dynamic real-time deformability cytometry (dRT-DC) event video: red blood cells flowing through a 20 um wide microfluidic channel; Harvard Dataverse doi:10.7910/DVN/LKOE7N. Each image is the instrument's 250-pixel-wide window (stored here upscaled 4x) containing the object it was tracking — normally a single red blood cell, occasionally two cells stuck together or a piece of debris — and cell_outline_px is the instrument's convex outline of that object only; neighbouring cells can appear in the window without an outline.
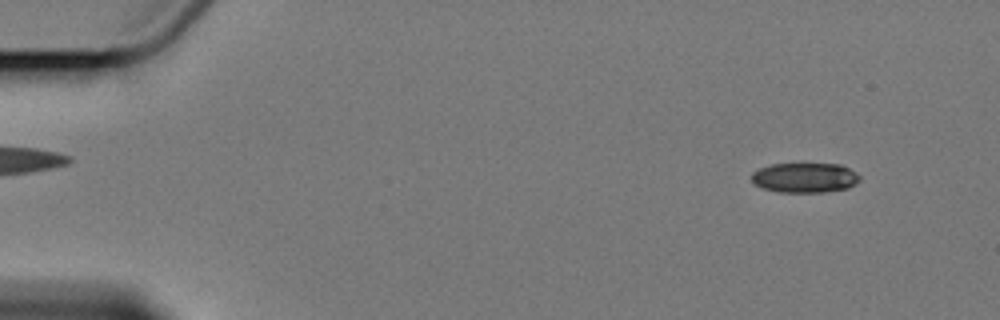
{"species": "Egyptian fruit bat (a non-hibernating species)", "species_latin": "Rousettus aegyptiacus", "temperature_condition": "cold", "stored_images_in_passage": 5, "camera_frame_rate_fps": 3000, "um_per_image_px": 0.085, "animal": {"sex": "female"}, "frame": {"image": 1, "passage_image": 1, "time_ms": 0.0, "image_size_px": [1000, 320], "cell_outline_px": [[860, 180], [856, 184], [848, 188], [824, 192], [780, 192], [764, 188], [756, 184], [752, 180], [752, 172], [760, 168], [772, 164], [800, 160], [840, 164], [856, 172], [860, 176]], "centroid_in_image_um": [68.44, 15.04], "position_along_channel_um": 16.6, "area_um2": 19.71}}
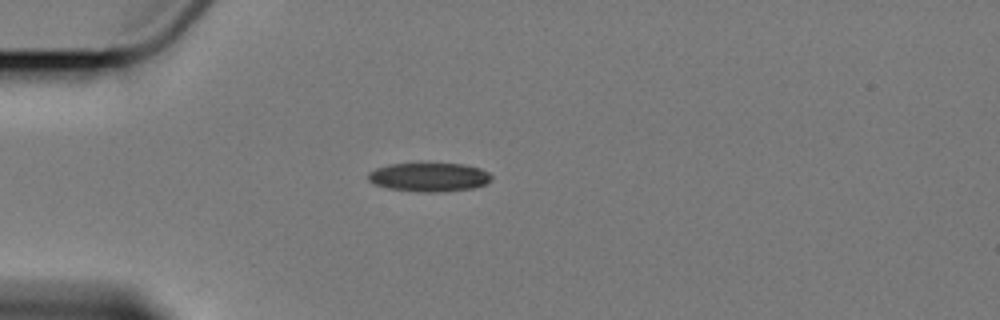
{"frame": {"image": 2, "passage_image": 4, "time_ms": 3.667, "image_size_px": [1000, 320], "cell_outline_px": [[492, 180], [484, 184], [472, 188], [436, 192], [420, 192], [388, 188], [376, 184], [368, 180], [368, 172], [376, 168], [388, 164], [420, 160], [428, 160], [464, 164], [480, 168], [488, 172], [492, 176]], "centroid_in_image_um": [36.45, 14.98], "position_along_channel_um": 48.5, "area_um2": 21.73}}